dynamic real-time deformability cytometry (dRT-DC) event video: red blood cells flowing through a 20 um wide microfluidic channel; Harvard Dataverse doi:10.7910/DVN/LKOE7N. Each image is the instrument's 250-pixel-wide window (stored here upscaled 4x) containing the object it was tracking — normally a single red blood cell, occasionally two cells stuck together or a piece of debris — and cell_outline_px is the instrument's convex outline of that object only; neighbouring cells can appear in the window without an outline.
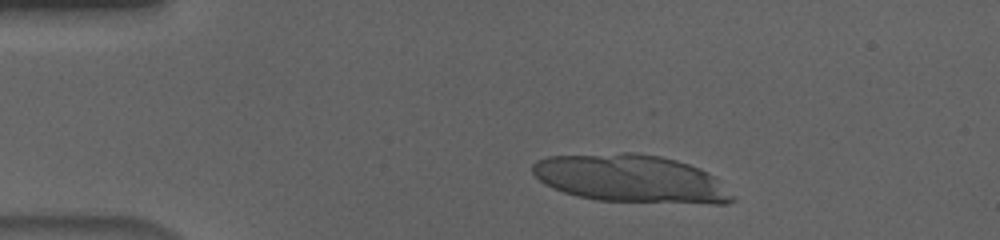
{"species": "human", "species_latin": "Homo sapiens", "temperature_condition": "cold", "stored_images_in_passage": 30, "segment_of_instrument_passage": [1, 2], "camera_frame_rate_fps": 3000, "um_per_image_px": 0.085, "donor": {"sex": "male"}, "frame": {"image": 1, "passage_image": 6, "time_ms": 1.667, "image_size_px": [1000, 240], "cell_outline_px": [[736, 200], [728, 204], [712, 204], [596, 200], [576, 196], [552, 188], [544, 184], [532, 172], [532, 164], [536, 160], [548, 156], [620, 152], [636, 152], [660, 156], [676, 160], [700, 168], [716, 176], [736, 196]], "centroid_in_image_um": [53.67, 15.18], "position_along_channel_um": 31.3, "area_um2": 56.41}}